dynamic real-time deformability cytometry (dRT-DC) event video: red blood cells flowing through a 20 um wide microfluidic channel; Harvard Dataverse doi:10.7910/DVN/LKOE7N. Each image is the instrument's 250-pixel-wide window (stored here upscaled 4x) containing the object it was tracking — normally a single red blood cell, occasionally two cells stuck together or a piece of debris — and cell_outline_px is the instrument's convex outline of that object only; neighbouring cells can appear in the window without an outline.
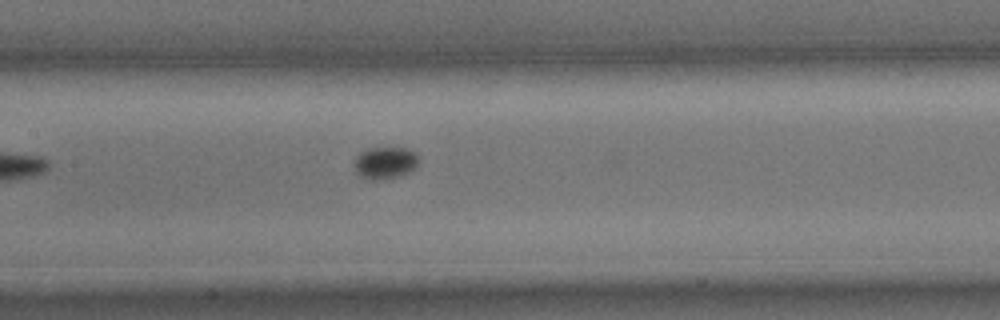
{"species": "common noctule bat (a hibernating species)", "species_latin": "Nyctalus noctula", "temperature_condition": "cold", "stored_images_in_passage": 8, "camera_frame_rate_fps": 3000, "um_per_image_px": 0.085, "animal": {"sex": "male", "body_mass_g": 15.6}, "frame": {"image": 1, "passage_image": 8, "time_ms": 2.333, "image_size_px": [1000, 320], "cell_outline_px": [[420, 160], [416, 168], [400, 176], [376, 180], [368, 180], [360, 176], [356, 172], [352, 164], [356, 156], [360, 152], [368, 148], [408, 148], [416, 152]], "centroid_in_image_um": [32.73, 13.84], "position_along_channel_um": 174.7, "area_um2": 12.37}}